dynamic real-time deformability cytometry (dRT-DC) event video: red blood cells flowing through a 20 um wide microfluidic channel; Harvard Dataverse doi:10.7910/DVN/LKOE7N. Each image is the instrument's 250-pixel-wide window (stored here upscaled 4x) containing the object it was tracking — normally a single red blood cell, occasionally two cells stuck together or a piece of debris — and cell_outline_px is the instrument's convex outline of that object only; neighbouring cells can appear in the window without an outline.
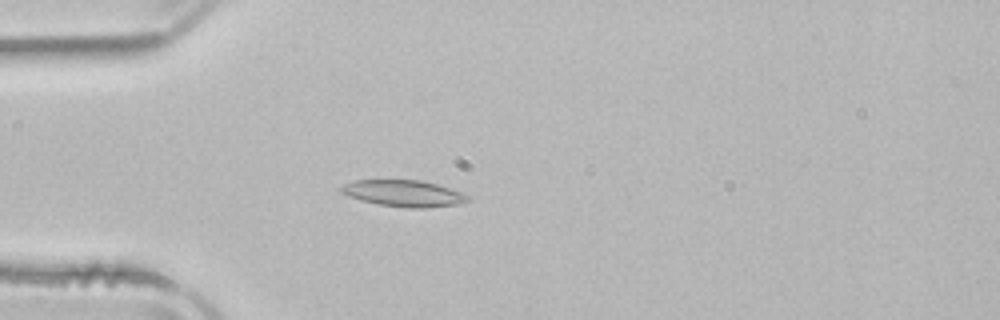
{"species": "common noctule bat (a hibernating species)", "species_latin": "Nyctalus noctula", "temperature_condition": "room temperature", "stored_images_in_passage": 45, "camera_frame_rate_fps": 3000, "um_per_image_px": 0.085, "animal": {"sex": "male", "body_mass_g": 21.5, "forearm_length_mm": 52.0}, "frame": {"image": 1, "passage_image": 14, "time_ms": 4.333, "image_size_px": [1000, 320], "cell_outline_px": [[472, 196], [468, 200], [456, 204], [424, 208], [412, 208], [380, 204], [360, 200], [348, 196], [340, 192], [340, 188], [344, 184], [356, 180], [420, 180], [436, 184]], "centroid_in_image_um": [34.29, 16.43], "position_along_channel_um": 50.7, "area_um2": 19.25}}
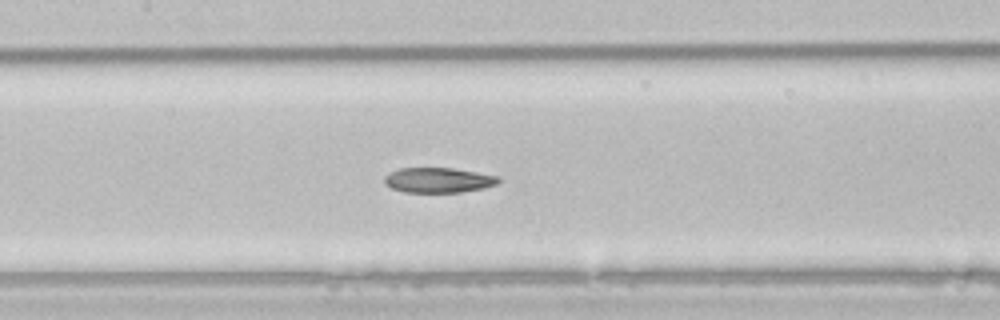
{"frame": {"image": 2, "passage_image": 24, "time_ms": 7.667, "image_size_px": [1000, 320], "cell_outline_px": [[500, 180], [496, 184], [484, 188], [460, 192], [404, 192], [392, 188], [384, 184], [384, 176], [388, 172], [400, 168], [452, 168], [500, 176]], "centroid_in_image_um": [37.23, 15.31], "position_along_channel_um": 170.2, "area_um2": 16.7}}
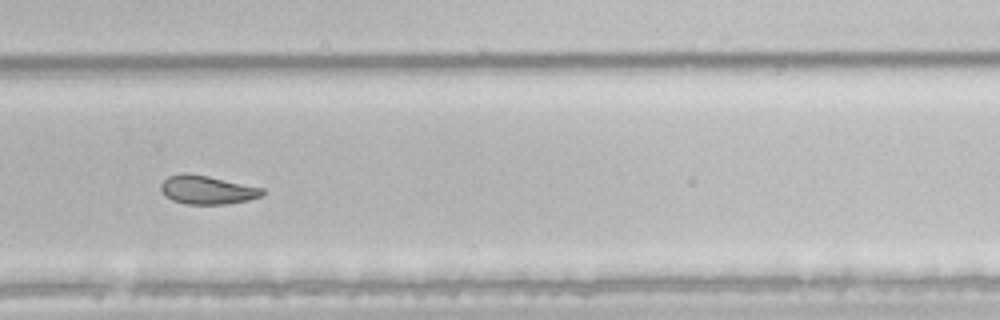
{"frame": {"image": 3, "passage_image": 35, "time_ms": 11.333, "image_size_px": [1000, 320], "cell_outline_px": [[264, 192], [260, 196], [248, 200], [224, 204], [184, 204], [172, 200], [164, 196], [160, 188], [160, 184], [168, 176], [208, 176], [264, 188]], "centroid_in_image_um": [17.62, 16.18], "position_along_channel_um": 312.2, "area_um2": 16.36}, "authors_computed_cell_mechanics": {"area_um2": 19.1318, "velocity_mm_per_s": 3.8941, "shape_relaxation_time_tau1_ms": 6.3696, "shape_relaxation_time_tau2_ms": 4.5382, "deformation_change_tau1": 0.1533, "deformation_change_tau2": 0.0922}}